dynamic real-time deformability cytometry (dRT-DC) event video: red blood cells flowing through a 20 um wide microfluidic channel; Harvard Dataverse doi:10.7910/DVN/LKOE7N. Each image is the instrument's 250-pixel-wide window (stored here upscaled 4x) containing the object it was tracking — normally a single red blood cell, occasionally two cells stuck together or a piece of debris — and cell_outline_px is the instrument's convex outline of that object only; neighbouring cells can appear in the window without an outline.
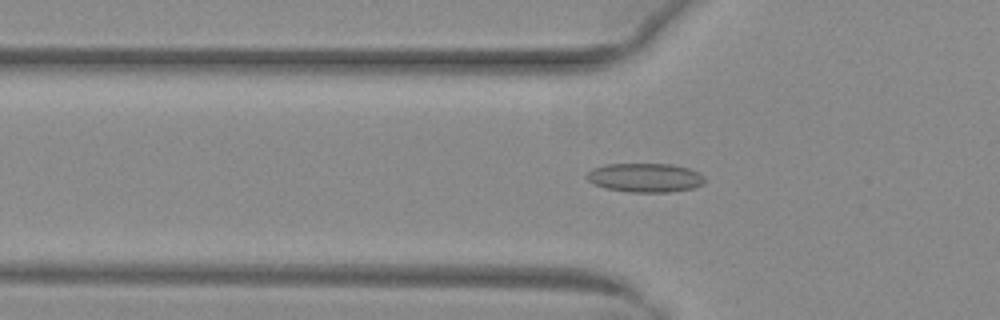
{"species": "common noctule bat (a hibernating species)", "species_latin": "Nyctalus noctula", "temperature_condition": "warm", "stored_images_in_passage": 42, "camera_frame_rate_fps": 3000, "um_per_image_px": 0.085, "animal": {"sex": "female", "body_mass_g": 29.2, "forearm_length_mm": 56.3}, "frame": {"image": 1, "passage_image": 8, "time_ms": 2.333, "image_size_px": [1000, 320], "cell_outline_px": [[704, 184], [696, 188], [668, 192], [628, 192], [604, 188], [592, 184], [584, 176], [592, 168], [604, 164], [672, 164], [688, 168], [704, 176]], "centroid_in_image_um": [54.8, 15.11], "position_along_channel_um": 71.0, "area_um2": 20.17}}
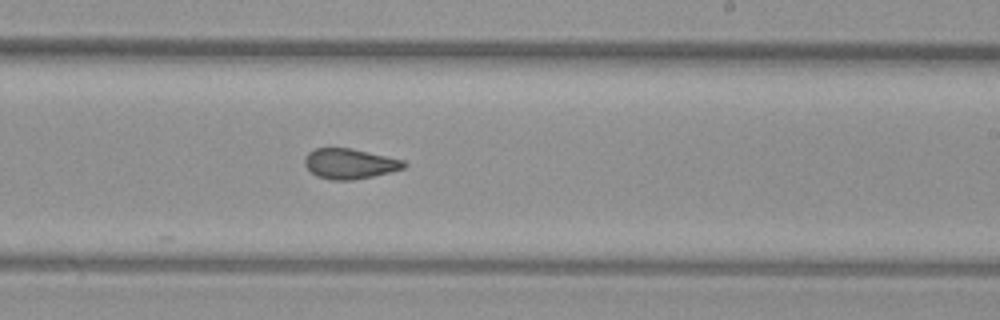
{"frame": {"image": 2, "passage_image": 22, "time_ms": 7.0, "image_size_px": [1000, 320], "cell_outline_px": [[408, 164], [404, 168], [372, 176], [352, 180], [332, 180], [316, 176], [304, 164], [304, 160], [308, 152], [316, 148], [352, 148], [404, 160]], "centroid_in_image_um": [29.72, 13.91], "position_along_channel_um": 259.3, "area_um2": 17.4}}
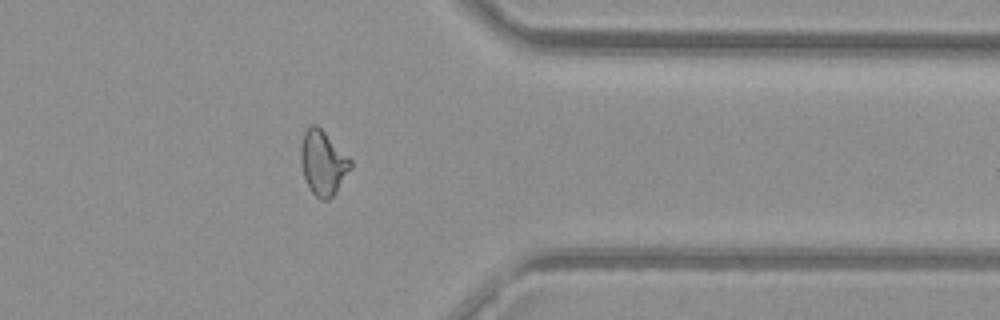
{"frame": {"image": 3, "passage_image": 32, "time_ms": 10.333, "image_size_px": [1000, 320], "cell_outline_px": [[352, 168], [336, 192], [328, 200], [320, 200], [308, 188], [304, 176], [300, 160], [300, 144], [304, 132], [308, 124], [316, 124], [352, 160]], "centroid_in_image_um": [27.44, 13.84], "position_along_channel_um": 384.0, "area_um2": 18.84}, "authors_computed_cell_mechanics": {"area_um2": 18.3804, "velocity_mm_per_s": 4.0358, "shape_relaxation_time_tau1_ms": null, "shape_relaxation_time_tau2_ms": 1.7431, "deformation_change_tau1": null, "deformation_change_tau2": 0.0695}}